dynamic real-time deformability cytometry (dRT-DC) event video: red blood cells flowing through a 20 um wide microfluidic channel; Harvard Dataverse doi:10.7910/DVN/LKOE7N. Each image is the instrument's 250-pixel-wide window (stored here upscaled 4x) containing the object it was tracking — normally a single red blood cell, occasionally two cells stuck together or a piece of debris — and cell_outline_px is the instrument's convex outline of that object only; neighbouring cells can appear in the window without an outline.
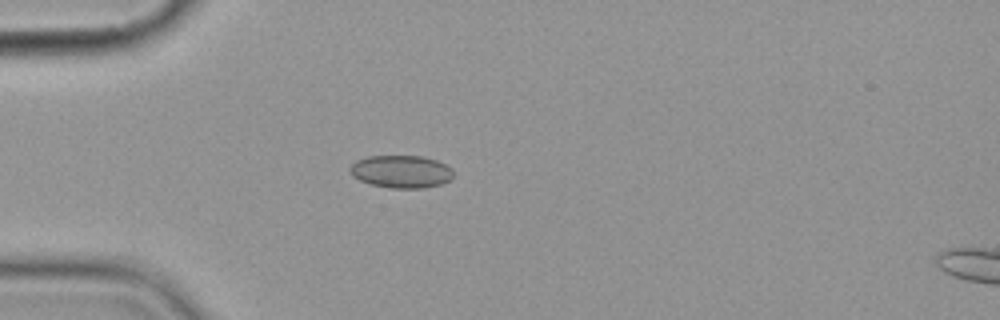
{"species": "common noctule bat (a hibernating species)", "species_latin": "Nyctalus noctula", "temperature_condition": "cold", "stored_images_in_passage": 6, "camera_frame_rate_fps": 3000, "um_per_image_px": 0.085, "animal": {"sex": "female", "body_mass_g": 19.9}, "frame": {"image": 1, "passage_image": 5, "time_ms": 4.667, "image_size_px": [1000, 320], "cell_outline_px": [[452, 180], [440, 184], [424, 188], [388, 188], [372, 184], [360, 180], [352, 176], [348, 168], [356, 160], [368, 156], [424, 156], [436, 160], [452, 168]], "centroid_in_image_um": [34.09, 14.58], "position_along_channel_um": 50.9, "area_um2": 19.77}}